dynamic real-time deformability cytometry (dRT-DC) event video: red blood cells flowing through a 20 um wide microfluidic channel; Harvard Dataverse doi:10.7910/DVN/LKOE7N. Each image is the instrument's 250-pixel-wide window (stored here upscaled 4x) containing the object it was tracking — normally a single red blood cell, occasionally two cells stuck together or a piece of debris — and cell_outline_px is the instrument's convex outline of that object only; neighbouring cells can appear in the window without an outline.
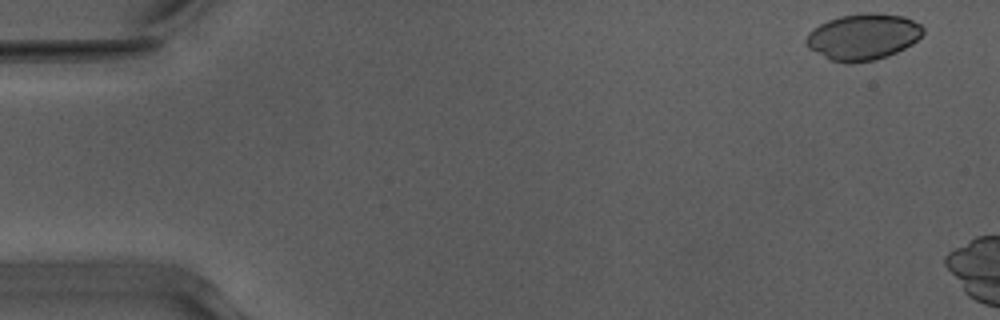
{"species": "Egyptian fruit bat (a non-hibernating species)", "species_latin": "Rousettus aegyptiacus", "temperature_condition": "warm", "stored_images_in_passage": 6, "camera_frame_rate_fps": 3000, "um_per_image_px": 0.085, "animal": {"sex": "male"}, "frame": {"image": 1, "passage_image": 1, "time_ms": 0.0, "image_size_px": [1000, 320], "cell_outline_px": [[924, 32], [912, 44], [896, 52], [876, 60], [848, 64], [844, 64], [832, 60], [808, 48], [804, 40], [808, 32], [820, 24], [828, 20], [840, 16], [868, 12], [872, 12], [904, 16], [920, 24], [924, 28]], "centroid_in_image_um": [73.35, 3.13], "position_along_channel_um": 11.7, "area_um2": 31.56}}